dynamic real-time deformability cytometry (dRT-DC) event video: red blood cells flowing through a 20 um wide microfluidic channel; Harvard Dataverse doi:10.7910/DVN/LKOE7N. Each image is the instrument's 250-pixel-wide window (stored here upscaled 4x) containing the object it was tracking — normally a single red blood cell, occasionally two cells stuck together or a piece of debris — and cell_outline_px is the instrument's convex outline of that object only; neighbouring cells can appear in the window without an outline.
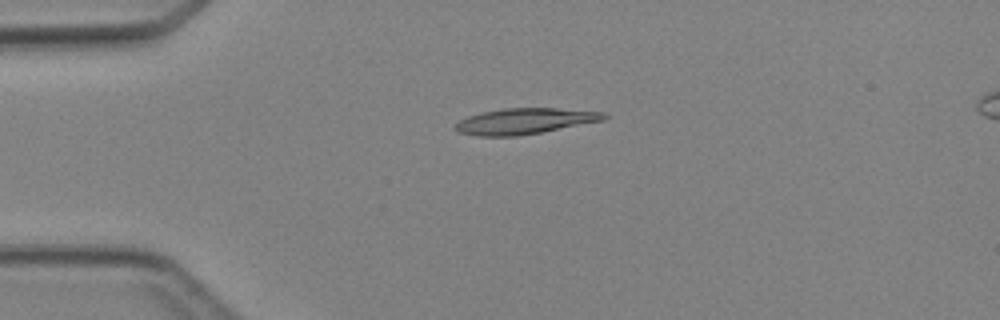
{"species": "Egyptian fruit bat (a non-hibernating species)", "species_latin": "Rousettus aegyptiacus", "temperature_condition": "cold", "stored_images_in_passage": 5, "camera_frame_rate_fps": 3000, "um_per_image_px": 0.085, "animal": {"sex": "female"}, "frame": {"image": 1, "passage_image": 3, "time_ms": 2.333, "image_size_px": [1000, 320], "cell_outline_px": [[608, 116], [604, 120], [540, 132], [516, 136], [476, 136], [456, 132], [452, 128], [460, 120], [468, 116], [484, 112], [504, 108], [556, 108], [608, 112]], "centroid_in_image_um": [44.59, 10.29], "position_along_channel_um": 40.4, "area_um2": 22.37}}
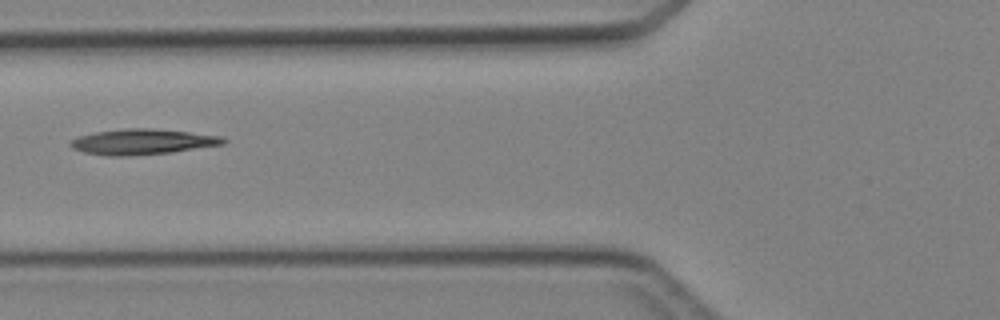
{"frame": {"image": 2, "passage_image": 5, "time_ms": 4.667, "image_size_px": [1000, 320], "cell_outline_px": [[228, 140], [224, 144], [172, 152], [128, 156], [108, 156], [84, 152], [72, 148], [68, 144], [72, 140], [80, 136], [96, 132], [124, 128], [152, 128], [224, 136]], "centroid_in_image_um": [12.13, 12.05], "position_along_channel_um": 113.7, "area_um2": 22.72}}